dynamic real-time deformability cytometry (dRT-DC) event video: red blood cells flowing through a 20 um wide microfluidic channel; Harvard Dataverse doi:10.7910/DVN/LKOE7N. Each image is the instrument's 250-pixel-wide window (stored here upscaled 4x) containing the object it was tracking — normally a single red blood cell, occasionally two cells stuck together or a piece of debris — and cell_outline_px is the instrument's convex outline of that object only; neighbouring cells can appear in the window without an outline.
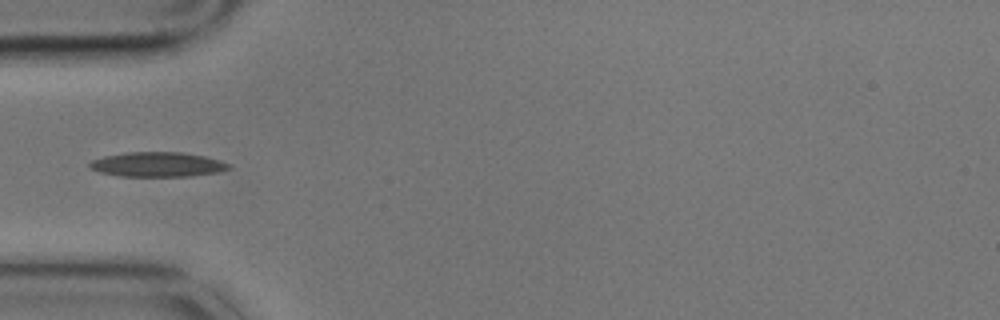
{"species": "common noctule bat (a hibernating species)", "species_latin": "Nyctalus noctula", "temperature_condition": "cold", "stored_images_in_passage": 6, "camera_frame_rate_fps": 3000, "um_per_image_px": 0.085, "animal": {"sex": "male", "body_mass_g": 17.9}, "frame": {"image": 1, "passage_image": 1, "time_ms": 0.0, "image_size_px": [1000, 320], "cell_outline_px": [[232, 168], [216, 172], [192, 176], [120, 176], [100, 172], [88, 168], [88, 164], [92, 160], [104, 156], [128, 152], [180, 152], [204, 156], [228, 164]], "centroid_in_image_um": [13.33, 13.98], "position_along_channel_um": 71.7, "area_um2": 19.83}}
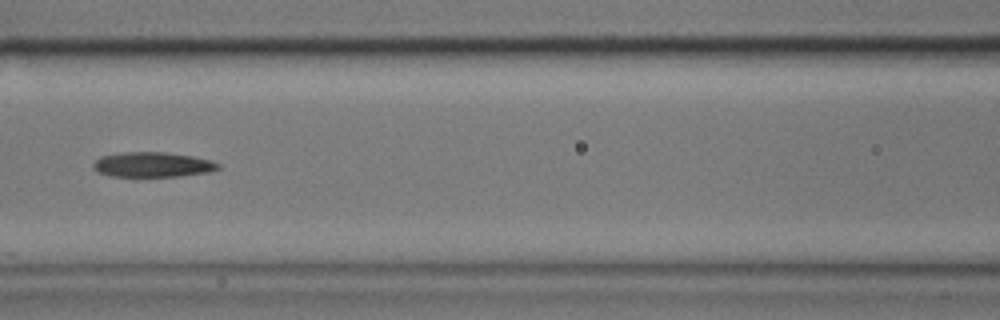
{"frame": {"image": 2, "passage_image": 3, "time_ms": 0.667, "image_size_px": [1000, 320], "cell_outline_px": [[220, 168], [212, 172], [180, 176], [112, 176], [96, 172], [92, 168], [92, 164], [100, 156], [120, 152], [164, 152], [192, 156], [212, 160], [220, 164]], "centroid_in_image_um": [12.97, 13.99], "position_along_channel_um": 153.6, "area_um2": 18.38}}